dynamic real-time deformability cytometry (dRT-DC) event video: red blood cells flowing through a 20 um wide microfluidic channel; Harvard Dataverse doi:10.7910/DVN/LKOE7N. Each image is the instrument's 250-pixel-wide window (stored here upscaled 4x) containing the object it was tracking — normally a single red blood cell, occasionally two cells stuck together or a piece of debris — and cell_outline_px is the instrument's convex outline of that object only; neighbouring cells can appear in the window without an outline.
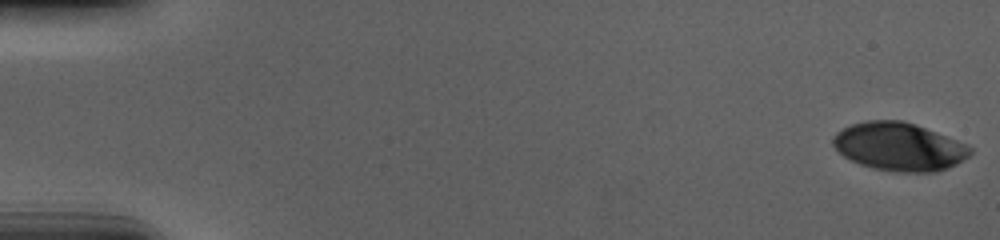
{"species": "human", "species_latin": "Homo sapiens", "temperature_condition": "cold", "stored_images_in_passage": 57, "camera_frame_rate_fps": 3000, "um_per_image_px": 0.085, "donor": {"sex": "male"}, "frame": {"image": 1, "passage_image": 1, "time_ms": 0.0, "image_size_px": [1000, 240], "cell_outline_px": [[972, 152], [968, 156], [956, 164], [936, 172], [896, 172], [872, 168], [860, 164], [844, 156], [832, 144], [832, 140], [836, 132], [852, 124], [868, 120], [904, 120], [916, 124], [956, 140], [972, 148]], "centroid_in_image_um": [76.41, 12.46], "position_along_channel_um": 8.6, "area_um2": 38.26}}
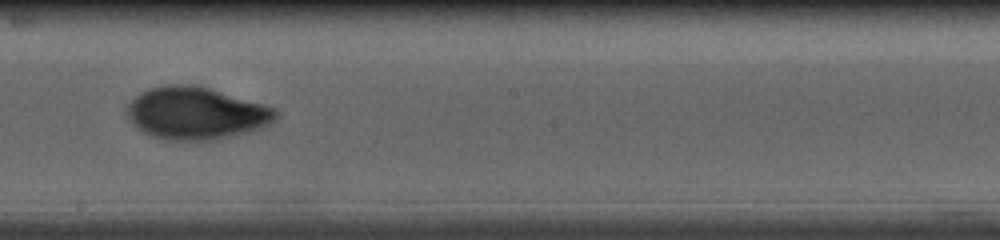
{"frame": {"image": 2, "passage_image": 33, "time_ms": 10.667, "image_size_px": [1000, 240], "cell_outline_px": [[280, 116], [272, 124], [260, 128], [216, 140], [200, 144], [164, 140], [152, 136], [144, 132], [128, 120], [128, 104], [140, 92], [148, 88], [168, 84], [192, 84], [208, 88], [264, 104], [276, 108], [280, 112]], "centroid_in_image_um": [16.69, 9.66], "position_along_channel_um": 231.5, "area_um2": 46.24}}
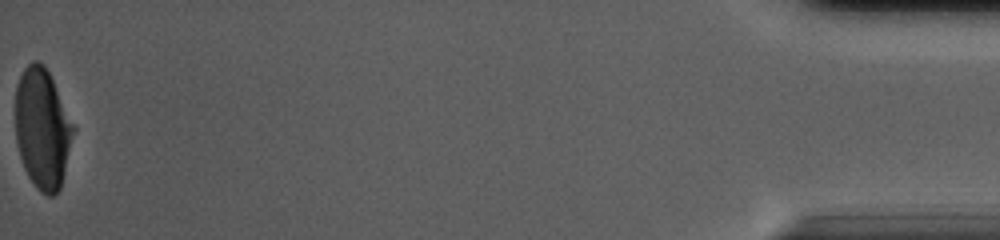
{"frame": {"image": 3, "passage_image": 57, "time_ms": 18.667, "image_size_px": [1000, 240], "cell_outline_px": [[76, 128], [60, 188], [52, 196], [48, 196], [40, 192], [36, 188], [28, 176], [24, 168], [16, 144], [16, 84], [24, 68], [32, 60], [36, 60], [44, 64]], "centroid_in_image_um": [3.6, 10.93], "position_along_channel_um": 431.6, "area_um2": 40.63}, "authors_computed_cell_mechanics": {"area_um2": 42.3096, "velocity_mm_per_s": 3.6933, "shape_relaxation_time_tau1_ms": 5.5373, "shape_relaxation_time_tau2_ms": 1.7572, "deformation_change_tau1": 0.1862, "deformation_change_tau2": 0.0519}}